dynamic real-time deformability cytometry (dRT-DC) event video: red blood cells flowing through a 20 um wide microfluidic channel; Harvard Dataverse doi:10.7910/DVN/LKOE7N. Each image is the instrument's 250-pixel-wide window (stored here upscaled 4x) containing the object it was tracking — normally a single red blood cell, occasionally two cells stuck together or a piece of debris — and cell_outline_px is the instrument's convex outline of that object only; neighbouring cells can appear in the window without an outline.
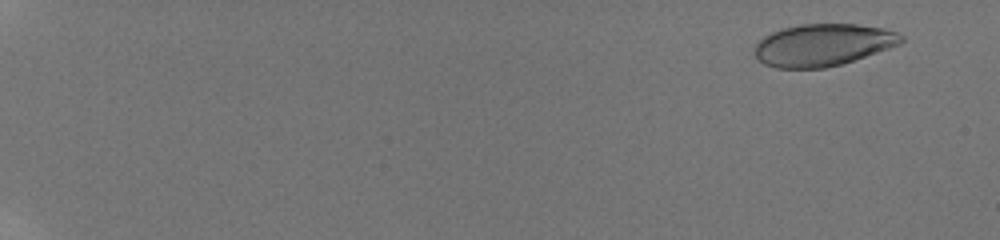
{"species": "human", "species_latin": "Homo sapiens", "temperature_condition": "room temperature", "stored_images_in_passage": 41, "camera_frame_rate_fps": 3000, "um_per_image_px": 0.085, "donor": {"sex": "male"}, "frame": {"image": 1, "passage_image": 5, "time_ms": 1.0, "image_size_px": [1000, 240], "cell_outline_px": [[904, 40], [900, 44], [840, 64], [824, 68], [776, 68], [764, 64], [756, 56], [756, 44], [764, 36], [772, 32], [784, 28], [800, 24], [856, 24], [884, 28], [896, 32], [904, 36]], "centroid_in_image_um": [69.95, 3.81], "position_along_channel_um": 15.0, "area_um2": 35.6}}
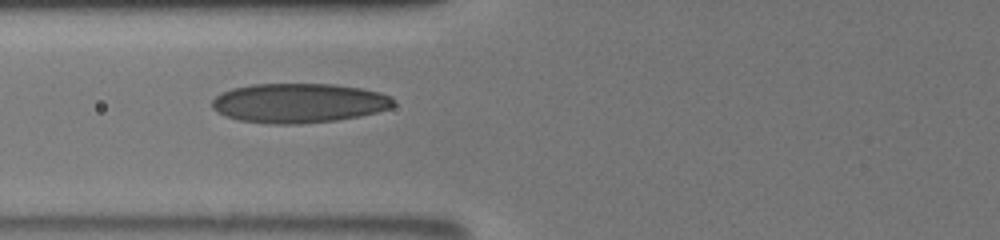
{"frame": {"image": 2, "passage_image": 34, "time_ms": 8.667, "image_size_px": [1000, 240], "cell_outline_px": [[396, 104], [392, 108], [360, 116], [336, 120], [300, 124], [272, 124], [240, 120], [216, 112], [212, 108], [212, 100], [216, 96], [232, 88], [252, 84], [332, 84], [360, 88], [380, 92], [392, 96], [396, 100]], "centroid_in_image_um": [25.45, 8.76], "position_along_channel_um": 100.4, "area_um2": 41.91}}
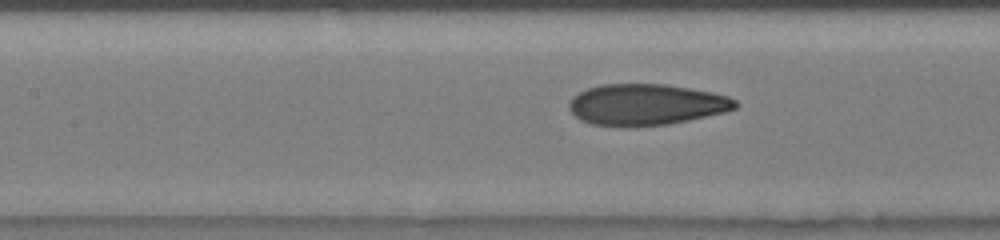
{"frame": {"image": 3, "passage_image": 40, "time_ms": 10.0, "image_size_px": [1000, 240], "cell_outline_px": [[740, 104], [736, 108], [724, 112], [688, 120], [668, 124], [624, 128], [592, 124], [580, 120], [568, 108], [568, 104], [572, 96], [588, 88], [600, 84], [668, 84], [712, 92], [728, 96], [736, 100]], "centroid_in_image_um": [54.91, 8.9], "position_along_channel_um": 152.5, "area_um2": 40.34}}